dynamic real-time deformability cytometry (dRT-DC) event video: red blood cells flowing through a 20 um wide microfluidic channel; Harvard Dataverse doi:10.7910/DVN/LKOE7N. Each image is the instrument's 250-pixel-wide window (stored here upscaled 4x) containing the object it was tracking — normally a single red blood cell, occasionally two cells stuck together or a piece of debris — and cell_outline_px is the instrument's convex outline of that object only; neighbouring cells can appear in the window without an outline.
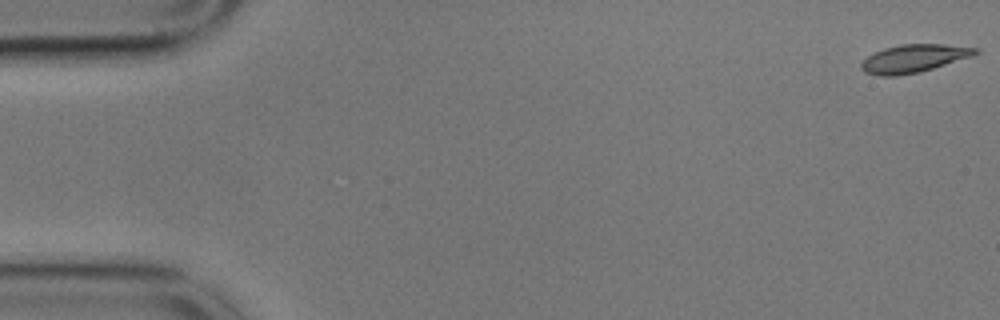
{"species": "common noctule bat (a hibernating species)", "species_latin": "Nyctalus noctula", "temperature_condition": "cold", "stored_images_in_passage": 12, "camera_frame_rate_fps": 3000, "um_per_image_px": 0.085, "animal": {"sex": "male", "body_mass_g": 17.9}, "frame": {"image": 1, "passage_image": 1, "time_ms": 0.0, "image_size_px": [1000, 320], "cell_outline_px": [[980, 52], [972, 56], [920, 72], [896, 76], [876, 76], [864, 72], [860, 68], [860, 64], [868, 56], [884, 48], [900, 44], [944, 44], [980, 48]], "centroid_in_image_um": [77.67, 4.97], "position_along_channel_um": 7.3, "area_um2": 18.67}}